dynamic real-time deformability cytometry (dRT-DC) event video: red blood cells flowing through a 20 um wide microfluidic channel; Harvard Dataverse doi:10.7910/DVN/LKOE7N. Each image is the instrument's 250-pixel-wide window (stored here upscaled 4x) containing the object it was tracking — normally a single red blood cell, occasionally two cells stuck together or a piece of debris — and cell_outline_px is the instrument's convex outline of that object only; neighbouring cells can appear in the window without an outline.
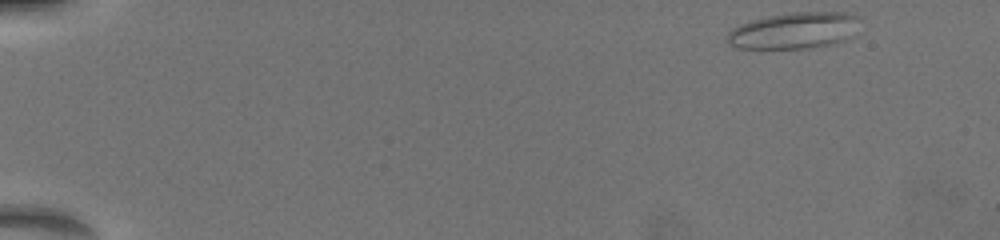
{"species": "common noctule bat (a hibernating species)", "species_latin": "Nyctalus noctula", "temperature_condition": "warm", "stored_images_in_passage": 31, "camera_frame_rate_fps": 3000, "um_per_image_px": 0.085, "animal": {"sex": "female", "body_mass_g": 19.5, "forearm_length_mm": 54.1}, "frame": {"image": 1, "passage_image": 1, "time_ms": 0.0, "image_size_px": [1000, 240], "cell_outline_px": [[860, 20], [856, 36], [848, 40], [832, 44], [808, 48], [736, 48], [728, 44], [724, 36], [732, 28], [740, 24], [752, 20], [768, 16], [792, 12], [844, 12], [860, 16]], "centroid_in_image_um": [67.55, 2.6], "position_along_channel_um": 17.4, "area_um2": 28.73}}
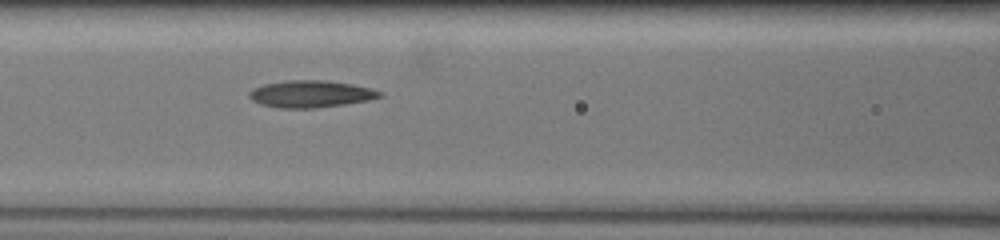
{"frame": {"image": 2, "passage_image": 26, "time_ms": 7.0, "image_size_px": [1000, 240], "cell_outline_px": [[384, 96], [368, 100], [344, 104], [316, 108], [276, 108], [260, 104], [252, 100], [248, 96], [248, 92], [252, 88], [264, 84], [288, 80], [328, 80], [352, 84], [372, 88], [384, 92]], "centroid_in_image_um": [26.42, 7.98], "position_along_channel_um": 140.2, "area_um2": 20.81}}
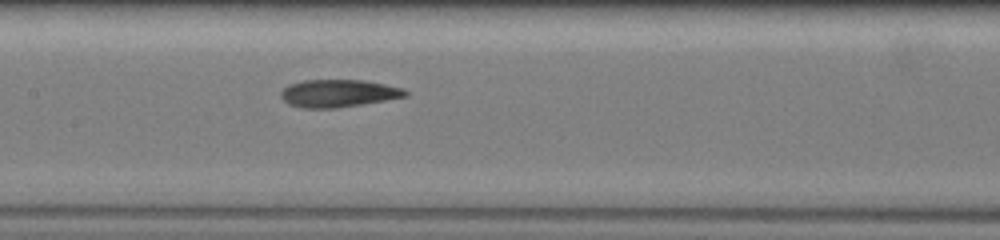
{"frame": {"image": 3, "passage_image": 30, "time_ms": 8.0, "image_size_px": [1000, 240], "cell_outline_px": [[408, 96], [336, 108], [304, 108], [288, 104], [280, 96], [280, 92], [288, 84], [304, 80], [364, 80], [404, 88], [408, 92]], "centroid_in_image_um": [28.74, 7.92], "position_along_channel_um": 178.7, "area_um2": 19.94}}